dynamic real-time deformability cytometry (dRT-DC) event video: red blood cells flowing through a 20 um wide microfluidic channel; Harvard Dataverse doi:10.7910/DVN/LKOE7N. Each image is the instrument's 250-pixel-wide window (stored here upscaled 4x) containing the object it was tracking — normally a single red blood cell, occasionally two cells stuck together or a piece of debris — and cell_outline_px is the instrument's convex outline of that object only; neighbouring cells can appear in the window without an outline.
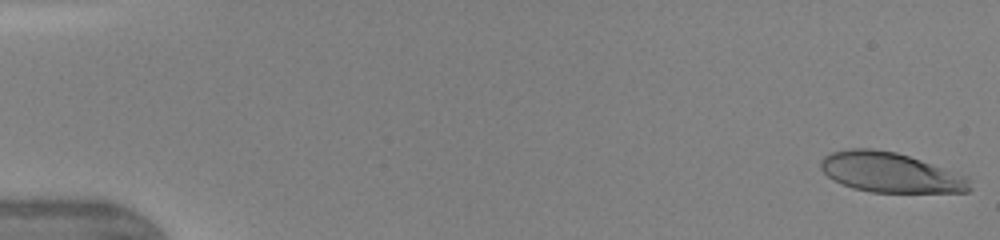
{"species": "human", "species_latin": "Homo sapiens", "temperature_condition": "warm", "stored_images_in_passage": 14, "camera_frame_rate_fps": 3000, "um_per_image_px": 0.085, "donor": {"sex": "female"}, "frame": {"image": 1, "passage_image": 1, "time_ms": 0.0, "image_size_px": [1000, 240], "cell_outline_px": [[972, 188], [968, 192], [872, 192], [852, 188], [828, 176], [820, 168], [820, 160], [824, 156], [832, 152], [848, 148], [872, 148], [896, 152], [968, 176]], "centroid_in_image_um": [75.68, 14.65], "position_along_channel_um": 9.3, "area_um2": 34.56}}